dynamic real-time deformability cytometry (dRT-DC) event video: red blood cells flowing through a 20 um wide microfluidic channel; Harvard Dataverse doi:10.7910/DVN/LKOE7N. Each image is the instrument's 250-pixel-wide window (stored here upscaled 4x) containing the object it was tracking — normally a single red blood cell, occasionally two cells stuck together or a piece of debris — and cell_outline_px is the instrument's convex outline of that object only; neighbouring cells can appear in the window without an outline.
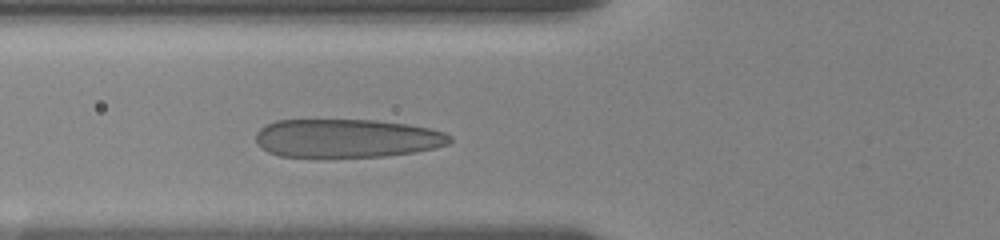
{"species": "human", "species_latin": "Homo sapiens", "temperature_condition": "room temperature", "stored_images_in_passage": 12, "camera_frame_rate_fps": 3000, "um_per_image_px": 0.085, "donor": {"sex": "female"}, "frame": {"image": 1, "passage_image": 9, "time_ms": 3.333, "image_size_px": [1000, 240], "cell_outline_px": [[452, 140], [448, 144], [432, 148], [412, 152], [384, 156], [280, 156], [268, 152], [260, 148], [256, 144], [256, 132], [264, 124], [276, 120], [372, 120], [408, 124], [428, 128], [444, 132], [452, 136]], "centroid_in_image_um": [29.43, 11.74], "position_along_channel_um": 96.4, "area_um2": 43.35}}
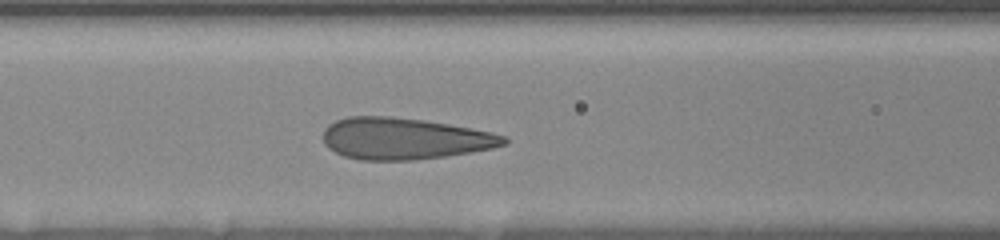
{"frame": {"image": 2, "passage_image": 12, "time_ms": 4.333, "image_size_px": [1000, 240], "cell_outline_px": [[508, 144], [492, 148], [444, 156], [412, 160], [360, 160], [344, 156], [328, 148], [324, 144], [324, 128], [328, 124], [336, 120], [348, 116], [388, 116], [424, 120], [448, 124], [492, 132], [508, 136]], "centroid_in_image_um": [34.36, 11.77], "position_along_channel_um": 132.2, "area_um2": 43.81}}